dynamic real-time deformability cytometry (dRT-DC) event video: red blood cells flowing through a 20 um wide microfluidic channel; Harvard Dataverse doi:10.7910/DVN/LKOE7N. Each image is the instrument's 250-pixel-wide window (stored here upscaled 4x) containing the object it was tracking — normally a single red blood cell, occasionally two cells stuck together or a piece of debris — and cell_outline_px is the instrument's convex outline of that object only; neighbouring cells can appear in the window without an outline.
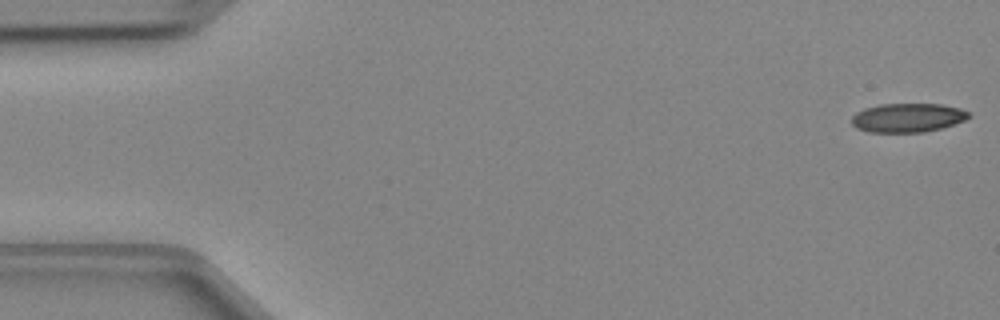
{"species": "Egyptian fruit bat (a non-hibernating species)", "species_latin": "Rousettus aegyptiacus", "temperature_condition": "cold", "stored_images_in_passage": 48, "segment_of_instrument_passage": [1, 2], "camera_frame_rate_fps": 3000, "um_per_image_px": 0.085, "animal": {"sex": "female"}, "frame": {"image": 1, "passage_image": 1, "time_ms": 0.0, "image_size_px": [1000, 320], "cell_outline_px": [[972, 116], [964, 120], [940, 128], [924, 132], [868, 132], [856, 128], [852, 124], [852, 116], [856, 112], [864, 108], [880, 104], [944, 104], [960, 108], [968, 112]], "centroid_in_image_um": [77.13, 10.0], "position_along_channel_um": 7.9, "area_um2": 19.77}}
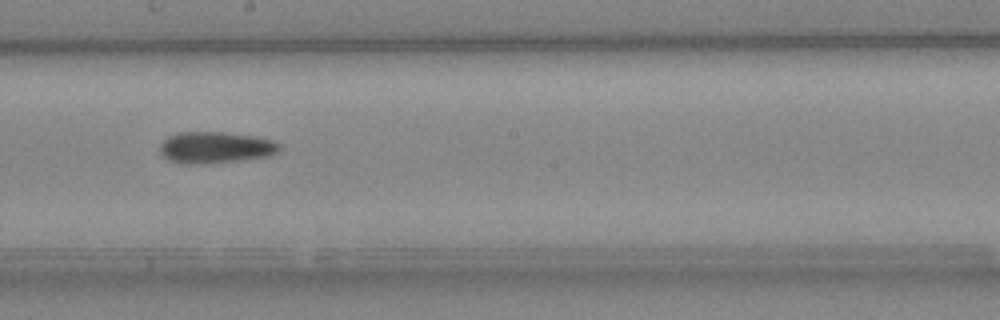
{"frame": {"image": 2, "passage_image": 26, "time_ms": 8.333, "image_size_px": [1000, 320], "cell_outline_px": [[280, 148], [272, 156], [244, 160], [208, 164], [180, 164], [168, 160], [160, 152], [160, 144], [168, 136], [180, 132], [224, 132], [256, 136], [272, 140], [280, 144]], "centroid_in_image_um": [18.32, 12.55], "position_along_channel_um": 229.9, "area_um2": 22.31}}
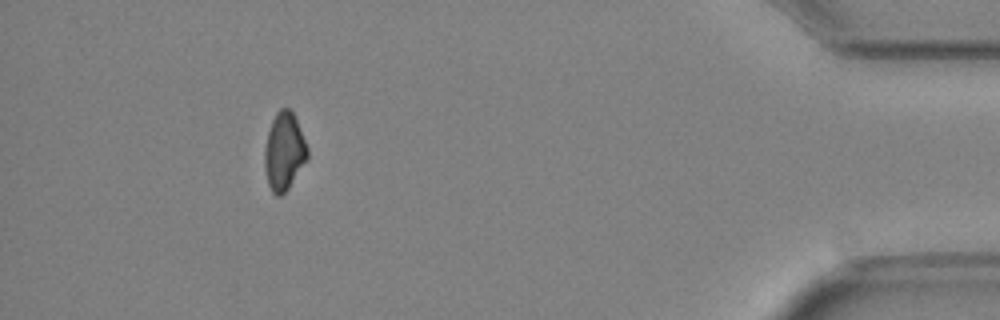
{"frame": {"image": 3, "passage_image": 43, "time_ms": 14.0, "image_size_px": [1000, 320], "cell_outline_px": [[308, 160], [288, 188], [280, 196], [276, 196], [272, 192], [268, 184], [264, 168], [264, 148], [268, 132], [272, 120], [276, 112], [280, 108], [288, 108], [292, 112], [296, 120], [308, 148]], "centroid_in_image_um": [24.14, 12.89], "position_along_channel_um": 411.1, "area_um2": 19.42}}